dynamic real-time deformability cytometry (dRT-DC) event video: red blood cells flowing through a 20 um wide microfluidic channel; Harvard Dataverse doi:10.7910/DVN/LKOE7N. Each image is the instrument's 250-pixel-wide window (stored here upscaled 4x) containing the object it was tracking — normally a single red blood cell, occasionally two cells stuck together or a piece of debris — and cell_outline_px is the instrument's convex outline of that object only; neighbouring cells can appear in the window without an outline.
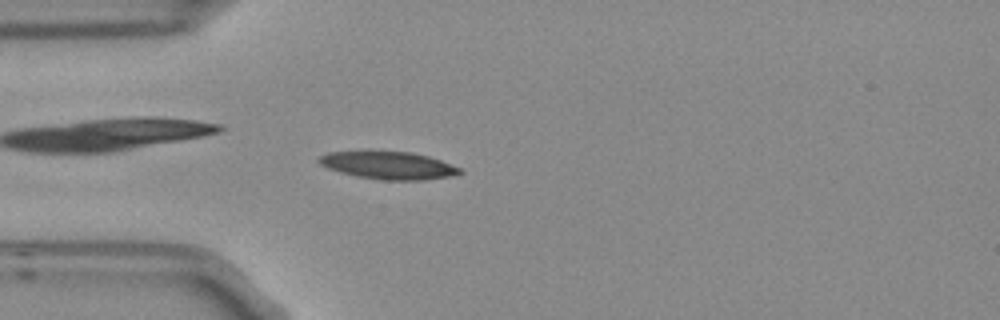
{"species": "Egyptian fruit bat (a non-hibernating species)", "species_latin": "Rousettus aegyptiacus", "temperature_condition": "room temperature", "stored_images_in_passage": 5, "camera_frame_rate_fps": 3000, "um_per_image_px": 0.085, "frame": {"image": 1, "passage_image": 5, "time_ms": 1.333, "image_size_px": [1000, 320], "cell_outline_px": [[464, 172], [448, 176], [424, 180], [384, 180], [356, 176], [340, 172], [328, 168], [320, 164], [316, 160], [320, 156], [328, 152], [412, 152], [428, 156], [440, 160], [460, 168]], "centroid_in_image_um": [33.01, 14.06], "position_along_channel_um": 52.0, "area_um2": 22.31}}